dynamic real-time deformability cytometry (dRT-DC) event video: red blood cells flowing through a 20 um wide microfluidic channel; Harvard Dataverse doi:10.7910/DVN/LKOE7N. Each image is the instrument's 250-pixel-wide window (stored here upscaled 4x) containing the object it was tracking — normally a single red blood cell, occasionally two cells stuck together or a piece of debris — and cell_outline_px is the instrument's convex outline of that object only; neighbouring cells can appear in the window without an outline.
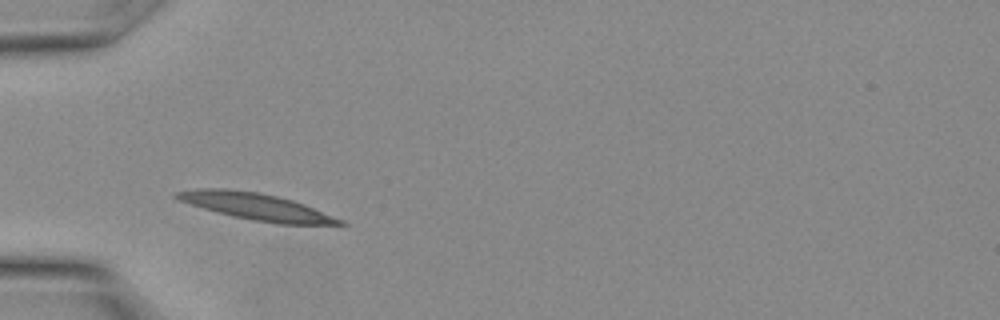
{"species": "Egyptian fruit bat (a non-hibernating species)", "species_latin": "Rousettus aegyptiacus", "temperature_condition": "warm", "stored_images_in_passage": 11, "camera_frame_rate_fps": 3000, "um_per_image_px": 0.085, "animal": {"sex": "female"}, "frame": {"image": 1, "passage_image": 2, "time_ms": 0.333, "image_size_px": [1000, 320], "cell_outline_px": [[348, 224], [280, 224], [252, 220], [204, 208], [180, 200], [172, 196], [176, 192], [196, 188], [228, 188], [256, 192], [276, 196], [292, 200], [304, 204], [344, 220]], "centroid_in_image_um": [21.79, 17.55], "position_along_channel_um": 63.2, "area_um2": 24.91}}
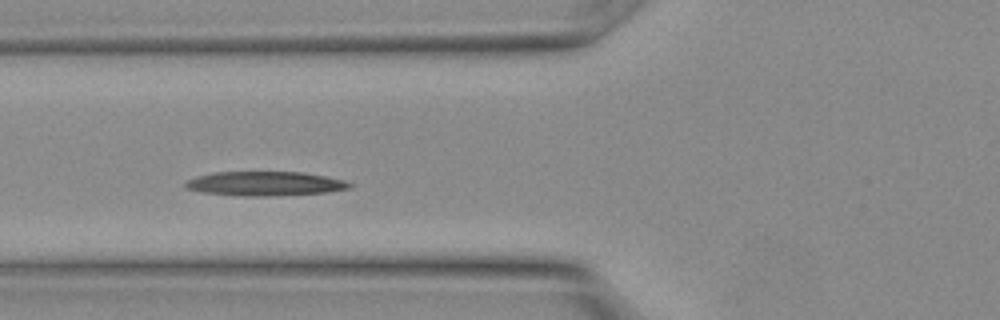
{"frame": {"image": 2, "passage_image": 4, "time_ms": 1.0, "image_size_px": [1000, 320], "cell_outline_px": [[352, 188], [328, 192], [256, 196], [244, 196], [204, 192], [184, 188], [184, 184], [188, 180], [196, 176], [212, 172], [304, 172], [344, 180], [352, 184]], "centroid_in_image_um": [22.51, 15.6], "position_along_channel_um": 103.3, "area_um2": 23.0}}